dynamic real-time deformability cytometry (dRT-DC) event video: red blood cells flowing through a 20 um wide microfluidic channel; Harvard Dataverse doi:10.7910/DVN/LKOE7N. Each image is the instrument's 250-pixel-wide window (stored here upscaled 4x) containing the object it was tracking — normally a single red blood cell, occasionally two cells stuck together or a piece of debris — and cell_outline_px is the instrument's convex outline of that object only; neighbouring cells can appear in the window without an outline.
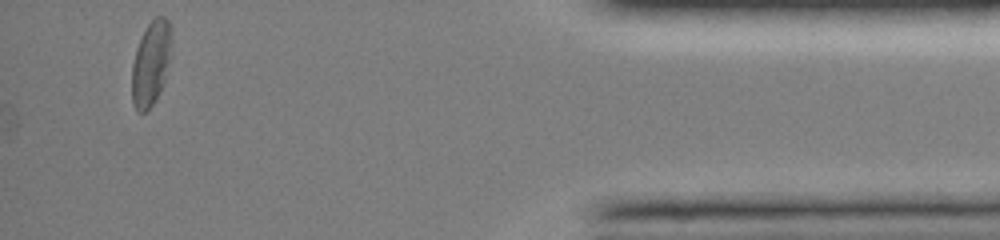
{"species": "common noctule bat (a hibernating species)", "species_latin": "Nyctalus noctula", "temperature_condition": "room temperature", "stored_images_in_passage": 48, "camera_frame_rate_fps": 3000, "um_per_image_px": 0.085, "animal": {"sex": "female", "body_mass_g": 19.0, "forearm_length_mm": 51.5}, "frame": {"image": 1, "passage_image": 48, "time_ms": 15.667, "image_size_px": [1000, 240], "cell_outline_px": [[172, 52], [164, 80], [160, 92], [152, 104], [144, 112], [136, 112], [132, 104], [132, 64], [136, 48], [148, 24], [156, 16], [164, 16], [172, 24]], "centroid_in_image_um": [12.85, 5.34], "position_along_channel_um": 422.3, "area_um2": 19.83}}